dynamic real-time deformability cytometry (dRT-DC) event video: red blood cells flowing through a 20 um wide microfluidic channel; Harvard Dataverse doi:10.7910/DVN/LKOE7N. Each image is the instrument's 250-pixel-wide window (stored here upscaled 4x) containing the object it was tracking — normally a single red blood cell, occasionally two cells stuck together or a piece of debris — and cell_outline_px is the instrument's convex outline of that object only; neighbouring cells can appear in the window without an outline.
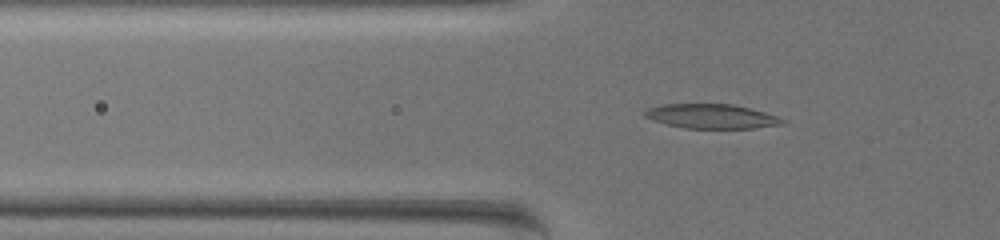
{"species": "common noctule bat (a hibernating species)", "species_latin": "Nyctalus noctula", "temperature_condition": "warm", "stored_images_in_passage": 60, "camera_frame_rate_fps": 3000, "um_per_image_px": 0.085, "animal": {"sex": "female", "body_mass_g": 19.5, "forearm_length_mm": 54.1}, "frame": {"image": 1, "passage_image": 21, "time_ms": 6.667, "image_size_px": [1000, 240], "cell_outline_px": [[788, 124], [756, 128], [684, 128], [652, 120], [644, 116], [640, 112], [648, 108], [664, 104], [732, 104], [764, 112], [788, 120]], "centroid_in_image_um": [60.5, 9.89], "position_along_channel_um": 65.3, "area_um2": 19.71}}
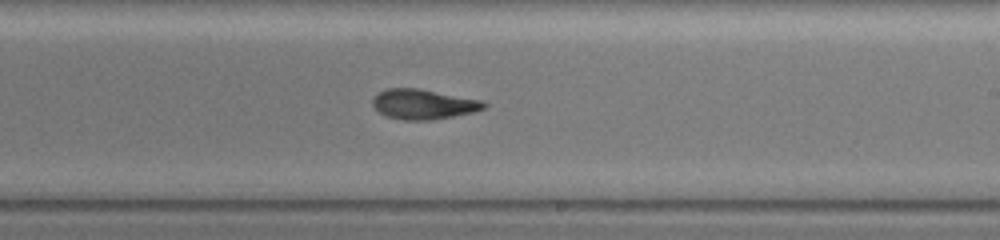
{"frame": {"image": 2, "passage_image": 38, "time_ms": 12.333, "image_size_px": [1000, 240], "cell_outline_px": [[488, 104], [484, 108], [472, 112], [432, 120], [404, 120], [384, 116], [372, 104], [372, 100], [380, 92], [388, 88], [416, 88], [484, 100]], "centroid_in_image_um": [36.0, 8.86], "position_along_channel_um": 253.0, "area_um2": 19.31}}
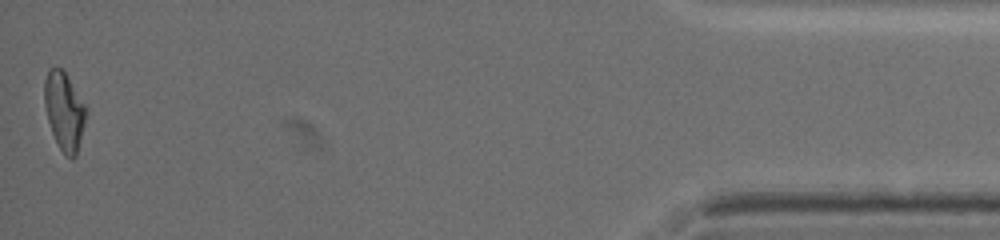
{"frame": {"image": 3, "passage_image": 60, "time_ms": 19.667, "image_size_px": [1000, 240], "cell_outline_px": [[88, 112], [76, 156], [72, 160], [64, 156], [52, 132], [48, 120], [44, 104], [44, 80], [48, 68], [60, 68], [64, 72], [88, 108]], "centroid_in_image_um": [5.47, 9.47], "position_along_channel_um": 429.7, "area_um2": 19.02}, "authors_computed_cell_mechanics": {"area_um2": 19.6809, "velocity_mm_per_s": 3.4524, "shape_relaxation_time_tau1_ms": 6.9726, "shape_relaxation_time_tau2_ms": 2.3175, "deformation_change_tau1": 0.234, "deformation_change_tau2": 0.0952}}